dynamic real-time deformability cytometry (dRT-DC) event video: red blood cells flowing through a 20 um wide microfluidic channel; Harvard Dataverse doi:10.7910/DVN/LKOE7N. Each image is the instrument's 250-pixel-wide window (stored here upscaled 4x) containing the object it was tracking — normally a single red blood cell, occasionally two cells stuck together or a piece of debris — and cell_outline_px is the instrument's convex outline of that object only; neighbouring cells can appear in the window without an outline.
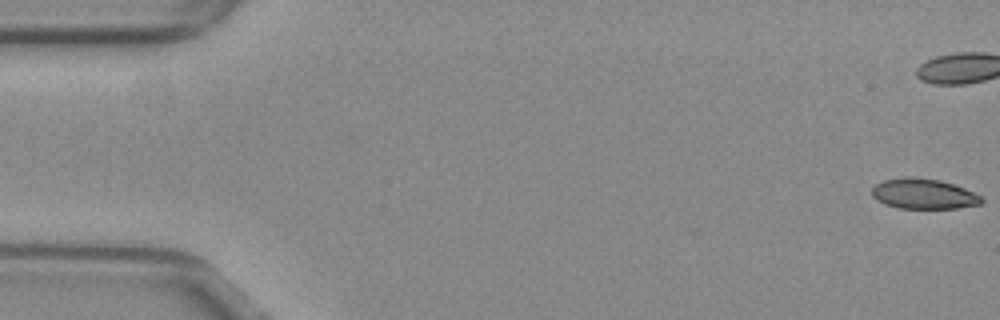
{"species": "common noctule bat (a hibernating species)", "species_latin": "Nyctalus noctula", "temperature_condition": "warm", "stored_images_in_passage": 55, "camera_frame_rate_fps": 3000, "um_per_image_px": 0.085, "animal": {"sex": "female", "body_mass_g": 29.2, "forearm_length_mm": 56.3}, "frame": {"image": 1, "passage_image": 1, "time_ms": 0.0, "image_size_px": [1000, 320], "cell_outline_px": [[984, 200], [980, 204], [956, 208], [900, 208], [884, 204], [876, 200], [872, 196], [872, 188], [876, 184], [884, 180], [940, 180], [964, 188], [980, 196]], "centroid_in_image_um": [78.52, 16.53], "position_along_channel_um": 6.5, "area_um2": 18.38}}
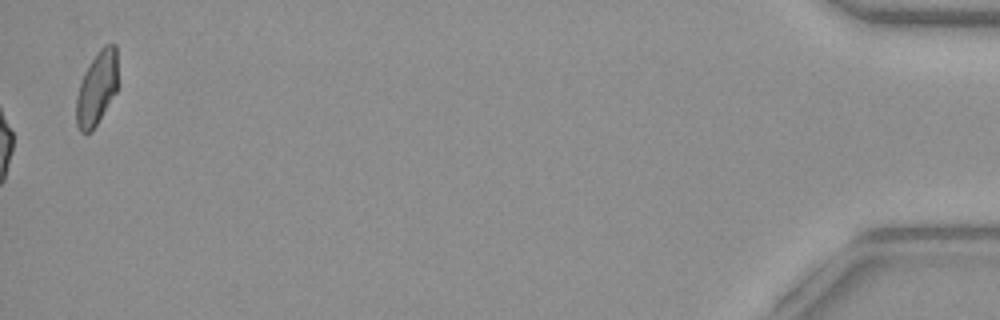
{"frame": {"image": 2, "passage_image": 55, "time_ms": 18.0, "image_size_px": [1000, 320], "cell_outline_px": [[116, 92], [92, 132], [80, 132], [76, 124], [76, 96], [84, 72], [88, 64], [96, 52], [104, 44], [116, 44]], "centroid_in_image_um": [8.2, 7.5], "position_along_channel_um": 427.0, "area_um2": 17.8}, "authors_computed_cell_mechanics": {"area_um2": 20.3456, "velocity_mm_per_s": 3.8655, "shape_relaxation_time_tau1_ms": null, "shape_relaxation_time_tau2_ms": 3.3675, "deformation_change_tau1": null, "deformation_change_tau2": 0.0772}}